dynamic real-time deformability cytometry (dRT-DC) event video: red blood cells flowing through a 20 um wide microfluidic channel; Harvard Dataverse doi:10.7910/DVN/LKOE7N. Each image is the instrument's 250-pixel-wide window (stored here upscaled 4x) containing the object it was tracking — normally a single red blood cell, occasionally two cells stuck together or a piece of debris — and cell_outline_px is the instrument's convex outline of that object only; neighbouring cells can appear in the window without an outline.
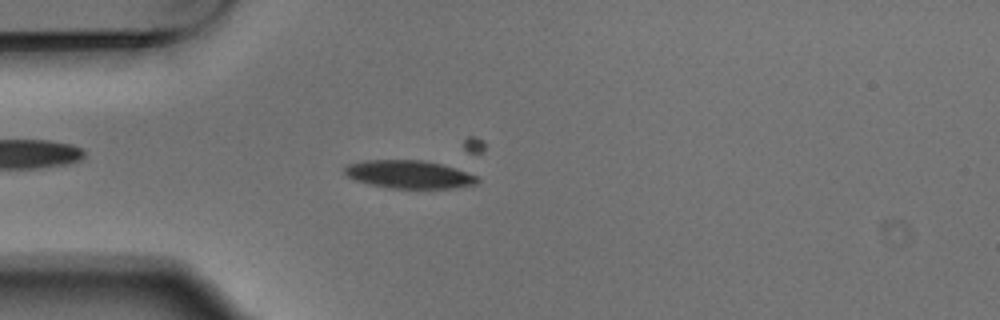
{"species": "Egyptian fruit bat (a non-hibernating species)", "species_latin": "Rousettus aegyptiacus", "temperature_condition": "warm", "stored_images_in_passage": 5, "camera_frame_rate_fps": 3000, "um_per_image_px": 0.085, "animal": {"sex": "male"}, "frame": {"image": 1, "passage_image": 3, "time_ms": 0.667, "image_size_px": [1000, 320], "cell_outline_px": [[480, 180], [476, 184], [452, 188], [384, 188], [368, 184], [356, 180], [348, 176], [344, 172], [344, 168], [348, 164], [364, 160], [424, 160], [456, 168], [476, 176]], "centroid_in_image_um": [34.75, 14.82], "position_along_channel_um": 50.3, "area_um2": 21.68}}